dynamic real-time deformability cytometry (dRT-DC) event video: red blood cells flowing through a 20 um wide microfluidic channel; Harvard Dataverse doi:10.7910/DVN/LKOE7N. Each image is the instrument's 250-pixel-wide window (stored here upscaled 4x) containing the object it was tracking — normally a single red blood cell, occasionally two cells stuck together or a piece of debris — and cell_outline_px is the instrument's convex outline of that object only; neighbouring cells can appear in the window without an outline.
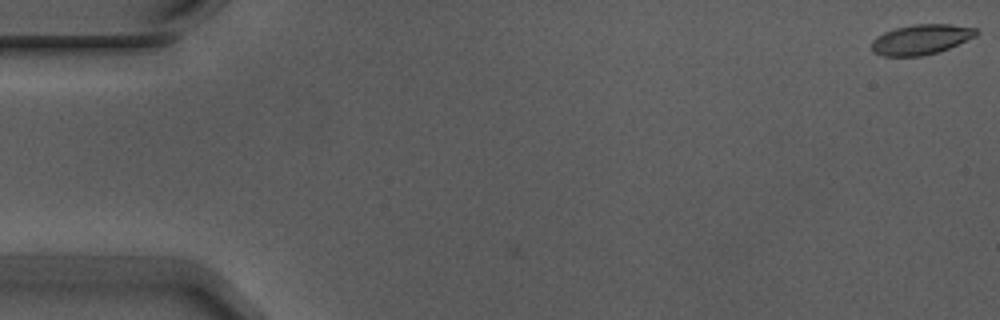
{"species": "Egyptian fruit bat (a non-hibernating species)", "species_latin": "Rousettus aegyptiacus", "temperature_condition": "warm", "stored_images_in_passage": 6, "camera_frame_rate_fps": 3000, "um_per_image_px": 0.085, "animal": {"sex": "male"}, "frame": {"image": 1, "passage_image": 1, "time_ms": 0.0, "image_size_px": [1000, 320], "cell_outline_px": [[980, 32], [976, 36], [948, 48], [936, 52], [920, 56], [880, 56], [872, 52], [872, 40], [876, 36], [884, 32], [896, 28], [912, 24], [952, 24], [976, 28]], "centroid_in_image_um": [78.27, 3.35], "position_along_channel_um": 6.7, "area_um2": 18.38}}
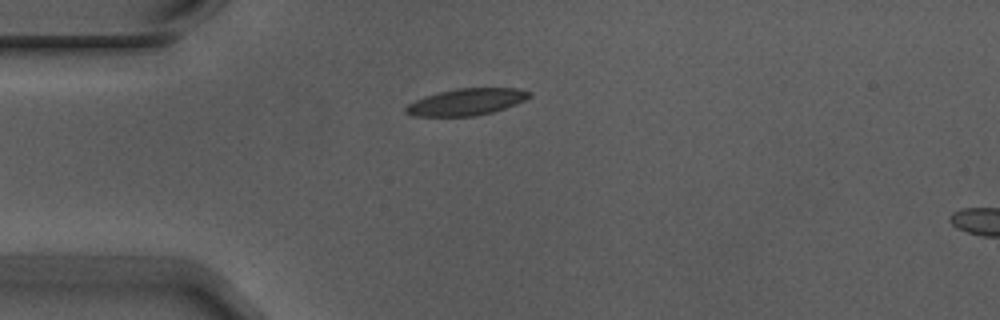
{"frame": {"image": 2, "passage_image": 5, "time_ms": 1.333, "image_size_px": [1000, 320], "cell_outline_px": [[532, 96], [516, 104], [492, 112], [472, 116], [412, 116], [404, 112], [404, 108], [408, 104], [424, 96], [456, 88], [516, 88], [532, 92]], "centroid_in_image_um": [39.64, 8.66], "position_along_channel_um": 45.4, "area_um2": 19.19}}